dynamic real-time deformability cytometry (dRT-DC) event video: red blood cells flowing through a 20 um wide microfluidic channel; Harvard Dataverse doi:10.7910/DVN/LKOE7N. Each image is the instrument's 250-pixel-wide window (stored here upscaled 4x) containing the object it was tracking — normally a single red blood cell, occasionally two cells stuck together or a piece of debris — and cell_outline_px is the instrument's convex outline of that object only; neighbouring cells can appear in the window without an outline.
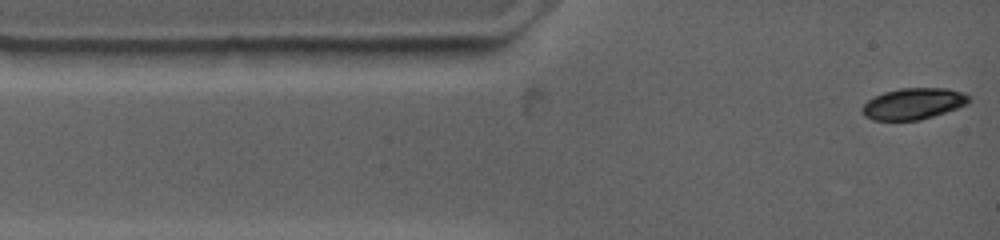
{"species": "common noctule bat (a hibernating species)", "species_latin": "Nyctalus noctula", "temperature_condition": "warm", "stored_images_in_passage": 44, "camera_frame_rate_fps": 4500, "um_per_image_px": 0.085, "animal": {"sex": "female", "body_mass_g": 19.0, "forearm_length_mm": 53.3}, "frame": {"image": 1, "passage_image": 1, "time_ms": 0.0, "image_size_px": [1000, 240], "cell_outline_px": [[972, 100], [968, 104], [920, 120], [872, 120], [864, 116], [860, 112], [860, 108], [868, 100], [884, 92], [900, 88], [944, 88], [964, 92]], "centroid_in_image_um": [77.61, 8.81], "position_along_channel_um": 7.4, "area_um2": 19.48}}
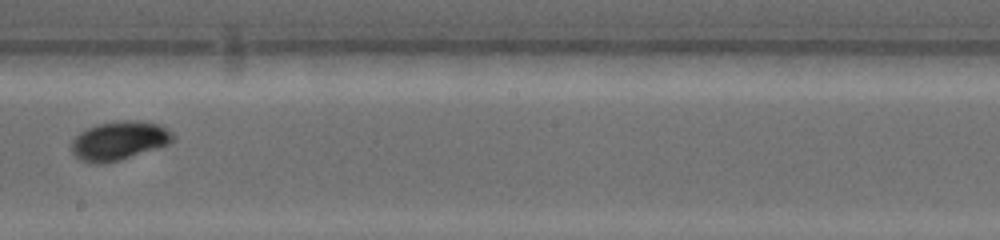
{"frame": {"image": 2, "passage_image": 19, "time_ms": 7.333, "image_size_px": [1000, 240], "cell_outline_px": [[176, 136], [168, 144], [160, 148], [120, 160], [104, 164], [92, 164], [80, 160], [72, 152], [72, 140], [80, 132], [88, 128], [100, 124], [156, 124], [172, 132]], "centroid_in_image_um": [10.09, 12.05], "position_along_channel_um": 238.1, "area_um2": 21.91}}
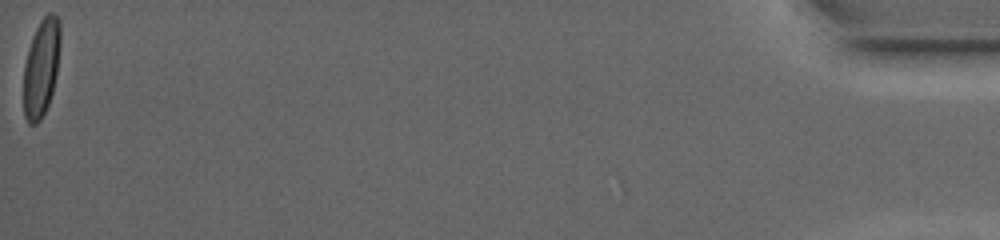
{"frame": {"image": 3, "passage_image": 44, "time_ms": 17.333, "image_size_px": [1000, 240], "cell_outline_px": [[60, 44], [56, 76], [52, 92], [48, 104], [40, 120], [36, 124], [28, 124], [24, 116], [24, 64], [28, 48], [32, 36], [40, 20], [48, 12], [52, 12], [60, 20]], "centroid_in_image_um": [3.5, 5.73], "position_along_channel_um": 431.7, "area_um2": 20.98}, "authors_computed_cell_mechanics": {"area_um2": 20.8947, "velocity_mm_per_s": 3.7051, "shape_relaxation_time_tau1_ms": 3.7405, "shape_relaxation_time_tau2_ms": null, "deformation_change_tau1": 0.1253, "deformation_change_tau2": null}}